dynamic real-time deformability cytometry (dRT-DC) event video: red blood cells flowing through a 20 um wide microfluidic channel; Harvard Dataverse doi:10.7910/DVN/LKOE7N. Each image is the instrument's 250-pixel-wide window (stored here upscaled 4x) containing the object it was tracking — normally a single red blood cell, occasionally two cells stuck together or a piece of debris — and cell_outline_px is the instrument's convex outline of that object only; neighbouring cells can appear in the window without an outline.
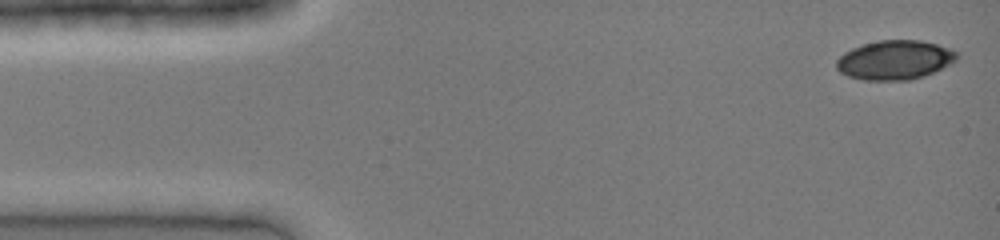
{"species": "common noctule bat (a hibernating species)", "species_latin": "Nyctalus noctula", "temperature_condition": "cold", "stored_images_in_passage": 41, "camera_frame_rate_fps": 3000, "um_per_image_px": 0.085, "animal": {"sex": "female", "body_mass_g": 19.0, "forearm_length_mm": 51.5}, "frame": {"image": 1, "passage_image": 1, "time_ms": 0.0, "image_size_px": [1000, 240], "cell_outline_px": [[960, 56], [952, 64], [924, 76], [912, 80], [864, 80], [848, 76], [840, 72], [836, 68], [836, 60], [844, 52], [852, 48], [864, 44], [880, 40], [920, 40], [952, 48], [960, 52]], "centroid_in_image_um": [76.1, 5.1], "position_along_channel_um": 8.9, "area_um2": 27.86}}